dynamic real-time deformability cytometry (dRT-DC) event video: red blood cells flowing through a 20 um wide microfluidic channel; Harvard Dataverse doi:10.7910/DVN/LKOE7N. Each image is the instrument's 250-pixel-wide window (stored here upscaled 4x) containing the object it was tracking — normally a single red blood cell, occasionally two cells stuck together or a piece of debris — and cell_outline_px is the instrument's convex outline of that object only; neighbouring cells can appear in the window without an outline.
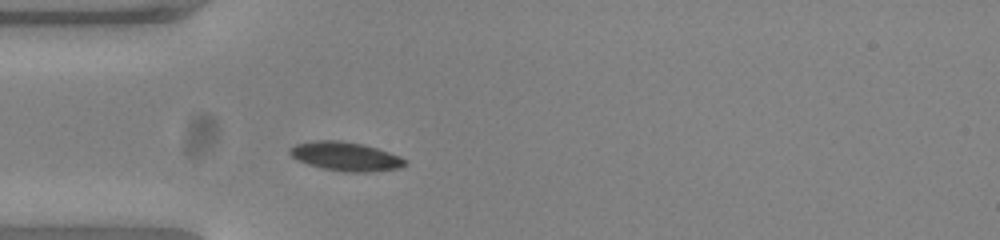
{"species": "common noctule bat (a hibernating species)", "species_latin": "Nyctalus noctula", "temperature_condition": "warm", "stored_images_in_passage": 31, "camera_frame_rate_fps": 3000, "um_per_image_px": 0.085, "animal": {"sex": "female", "body_mass_g": 23.0, "forearm_length_mm": 53.4}, "frame": {"image": 1, "passage_image": 1, "time_ms": 0.0, "image_size_px": [1000, 240], "cell_outline_px": [[408, 164], [400, 168], [368, 172], [344, 172], [324, 168], [308, 164], [296, 160], [288, 152], [288, 148], [296, 144], [316, 140], [340, 140], [364, 144], [400, 156], [408, 160]], "centroid_in_image_um": [29.38, 13.29], "position_along_channel_um": 55.6, "area_um2": 19.54}}
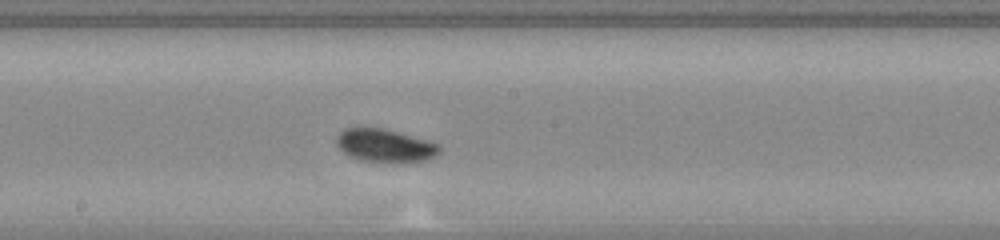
{"frame": {"image": 2, "passage_image": 14, "time_ms": 4.333, "image_size_px": [1000, 240], "cell_outline_px": [[440, 152], [424, 160], [404, 164], [396, 164], [360, 160], [344, 152], [336, 144], [336, 136], [344, 128], [380, 128], [396, 132], [440, 144]], "centroid_in_image_um": [32.72, 12.41], "position_along_channel_um": 215.5, "area_um2": 19.83}}
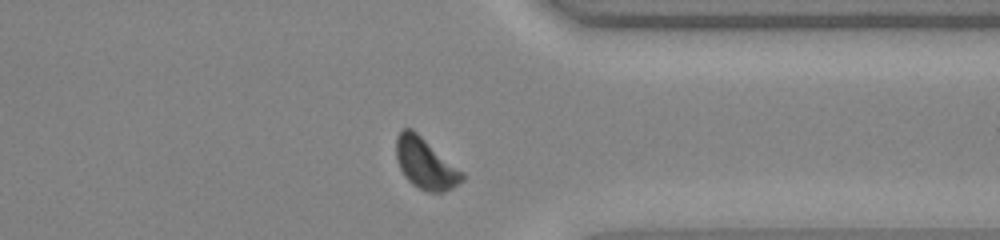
{"frame": {"image": 3, "passage_image": 27, "time_ms": 8.667, "image_size_px": [1000, 240], "cell_outline_px": [[464, 180], [452, 188], [444, 192], [428, 192], [412, 184], [404, 176], [400, 168], [396, 156], [396, 136], [404, 128], [412, 128], [464, 172]], "centroid_in_image_um": [36.17, 13.9], "position_along_channel_um": 375.2, "area_um2": 19.54}, "authors_computed_cell_mechanics": {"area_um2": 19.074, "velocity_mm_per_s": 3.8107, "shape_relaxation_time_tau1_ms": 2.2213, "shape_relaxation_time_tau2_ms": null, "deformation_change_tau1": 0.1389, "deformation_change_tau2": null}}